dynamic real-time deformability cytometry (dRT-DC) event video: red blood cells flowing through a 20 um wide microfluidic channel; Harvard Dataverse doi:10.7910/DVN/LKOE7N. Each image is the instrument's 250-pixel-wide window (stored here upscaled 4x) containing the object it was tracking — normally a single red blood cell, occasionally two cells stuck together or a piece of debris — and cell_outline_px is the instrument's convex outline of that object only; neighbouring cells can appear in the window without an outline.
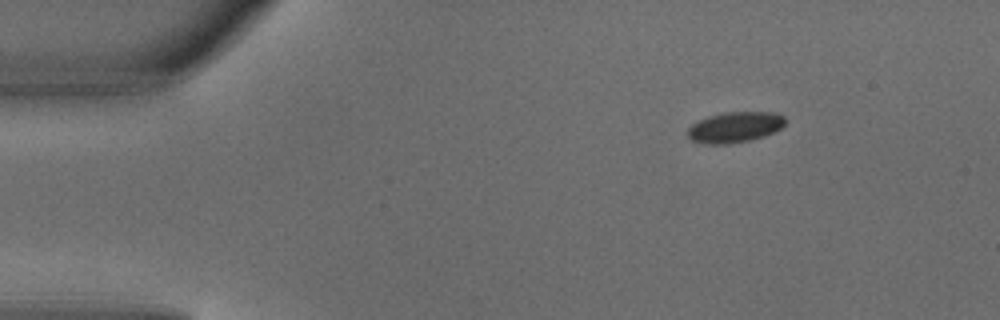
{"species": "common noctule bat (a hibernating species)", "species_latin": "Nyctalus noctula", "temperature_condition": "warm", "stored_images_in_passage": 3, "camera_frame_rate_fps": 3000, "um_per_image_px": 0.085, "animal": {"sex": "male", "body_mass_g": 18.8}, "frame": {"image": 1, "passage_image": 1, "time_ms": 0.0, "image_size_px": [1000, 320], "cell_outline_px": [[788, 120], [780, 128], [764, 136], [748, 140], [728, 144], [704, 144], [692, 140], [688, 136], [688, 128], [692, 124], [708, 116], [728, 112], [772, 112], [784, 116]], "centroid_in_image_um": [62.47, 10.81], "position_along_channel_um": 22.5, "area_um2": 17.28}}